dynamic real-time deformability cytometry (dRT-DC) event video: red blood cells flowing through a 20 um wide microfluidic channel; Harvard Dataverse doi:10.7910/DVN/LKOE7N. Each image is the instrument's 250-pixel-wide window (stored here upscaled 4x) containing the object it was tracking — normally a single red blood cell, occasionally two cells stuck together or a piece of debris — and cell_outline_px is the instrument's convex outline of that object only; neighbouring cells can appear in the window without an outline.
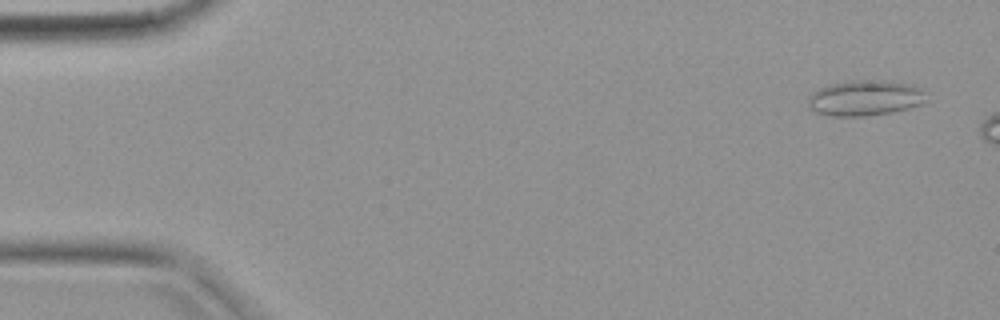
{"species": "common noctule bat (a hibernating species)", "species_latin": "Nyctalus noctula", "temperature_condition": "warm", "stored_images_in_passage": 7, "camera_frame_rate_fps": 3000, "um_per_image_px": 0.085, "animal": {"sex": "female", "body_mass_g": 19.9}, "frame": {"image": 1, "passage_image": 2, "time_ms": 0.333, "image_size_px": [1000, 320], "cell_outline_px": [[928, 100], [924, 104], [892, 112], [864, 116], [832, 116], [816, 112], [808, 108], [808, 96], [812, 92], [820, 88], [832, 84], [852, 80], [884, 80], [912, 84], [924, 88]], "centroid_in_image_um": [73.58, 8.32], "position_along_channel_um": 11.4, "area_um2": 24.85}}